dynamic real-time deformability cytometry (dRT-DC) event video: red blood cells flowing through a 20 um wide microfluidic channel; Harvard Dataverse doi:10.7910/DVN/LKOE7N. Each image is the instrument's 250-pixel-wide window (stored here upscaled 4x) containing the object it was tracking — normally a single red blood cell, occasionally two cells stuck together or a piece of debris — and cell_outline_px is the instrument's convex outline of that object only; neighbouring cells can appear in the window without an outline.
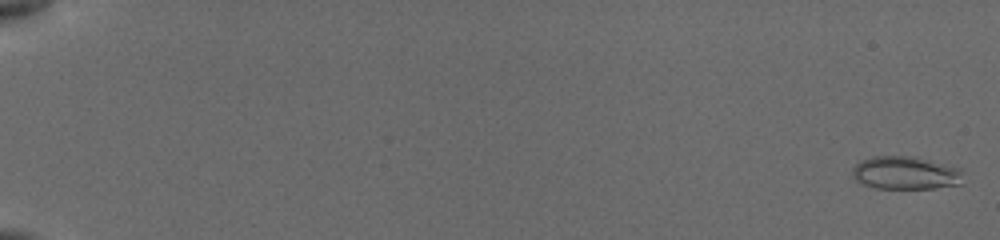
{"species": "common noctule bat (a hibernating species)", "species_latin": "Nyctalus noctula", "temperature_condition": "cold", "stored_images_in_passage": 14, "camera_frame_rate_fps": 3000, "um_per_image_px": 0.085, "animal": {"sex": "female", "body_mass_g": 19.5, "forearm_length_mm": 54.1}, "frame": {"image": 1, "passage_image": 1, "time_ms": 0.0, "image_size_px": [1000, 240], "cell_outline_px": [[964, 184], [936, 188], [876, 188], [864, 184], [856, 180], [852, 176], [852, 168], [860, 160], [872, 156], [912, 156], [960, 168]], "centroid_in_image_um": [76.97, 14.7], "position_along_channel_um": 8.0, "area_um2": 21.39}}
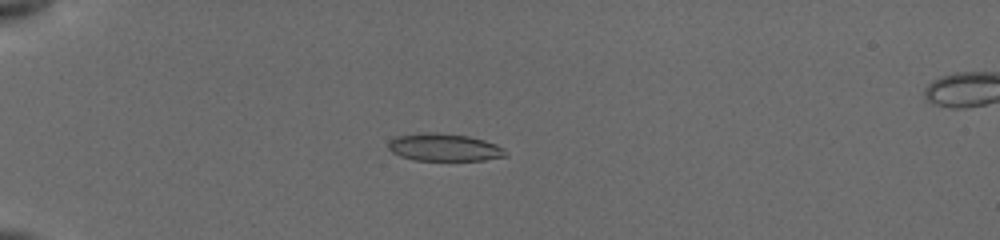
{"frame": {"image": 2, "passage_image": 10, "time_ms": 5.333, "image_size_px": [1000, 240], "cell_outline_px": [[508, 156], [484, 160], [416, 160], [400, 156], [392, 152], [388, 148], [388, 144], [396, 136], [428, 132], [436, 132], [468, 136], [484, 140], [496, 144], [504, 148]], "centroid_in_image_um": [37.79, 12.53], "position_along_channel_um": 47.2, "area_um2": 18.73}}
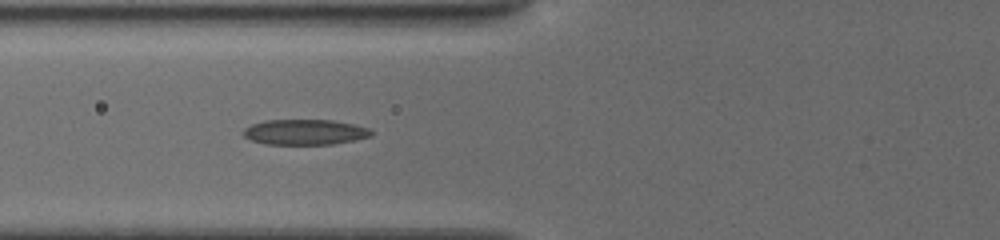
{"frame": {"image": 3, "passage_image": 14, "time_ms": 7.667, "image_size_px": [1000, 240], "cell_outline_px": [[372, 136], [356, 140], [332, 144], [264, 144], [252, 140], [244, 136], [240, 132], [244, 128], [252, 124], [264, 120], [332, 120], [352, 124], [368, 128], [372, 132]], "centroid_in_image_um": [25.88, 11.23], "position_along_channel_um": 99.9, "area_um2": 18.96}}